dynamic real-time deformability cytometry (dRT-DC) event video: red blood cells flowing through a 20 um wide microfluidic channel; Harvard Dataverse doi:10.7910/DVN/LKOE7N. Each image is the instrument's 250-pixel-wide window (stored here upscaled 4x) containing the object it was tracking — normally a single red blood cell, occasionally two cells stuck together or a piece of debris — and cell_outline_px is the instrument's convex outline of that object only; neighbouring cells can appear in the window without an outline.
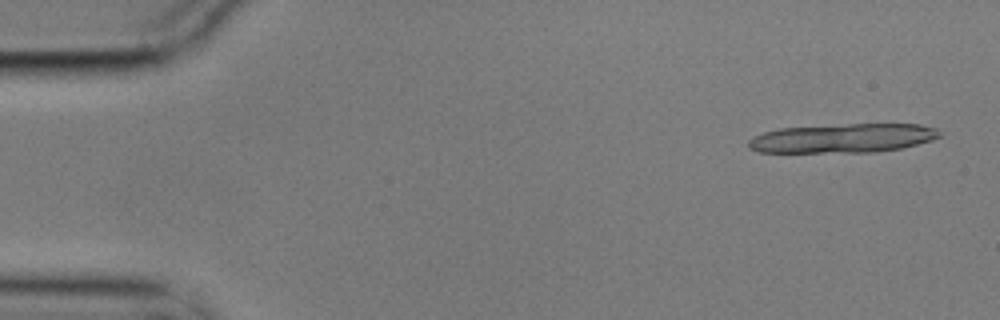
{"species": "common noctule bat (a hibernating species)", "species_latin": "Nyctalus noctula", "temperature_condition": "cold", "stored_images_in_passage": 5, "camera_frame_rate_fps": 3000, "um_per_image_px": 0.085, "animal": {"sex": "male", "body_mass_g": 17.9}, "frame": {"image": 1, "passage_image": 1, "time_ms": 0.0, "image_size_px": [1000, 320], "cell_outline_px": [[940, 136], [932, 140], [900, 148], [876, 152], [760, 152], [748, 148], [748, 140], [752, 136], [764, 132], [780, 128], [848, 124], [920, 124], [936, 128], [940, 132]], "centroid_in_image_um": [71.62, 11.74], "position_along_channel_um": 13.4, "area_um2": 32.31}}